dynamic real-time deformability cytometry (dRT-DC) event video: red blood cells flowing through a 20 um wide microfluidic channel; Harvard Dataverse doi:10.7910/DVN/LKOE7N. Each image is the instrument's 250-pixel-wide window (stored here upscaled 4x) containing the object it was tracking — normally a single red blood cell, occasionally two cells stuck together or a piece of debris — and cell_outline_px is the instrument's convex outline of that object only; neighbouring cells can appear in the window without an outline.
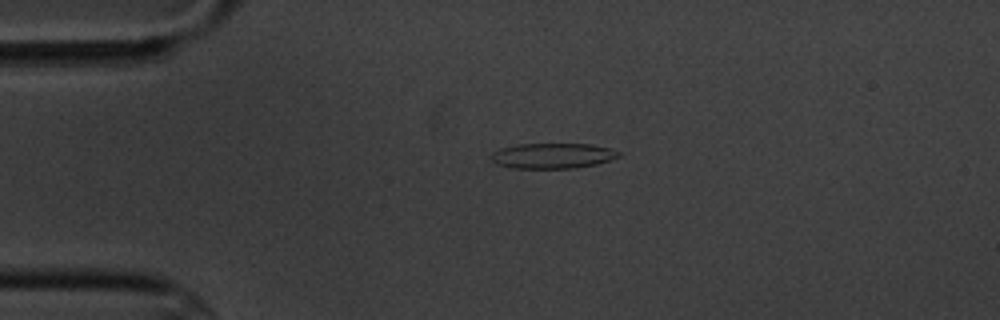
{"species": "common noctule bat (a hibernating species)", "species_latin": "Nyctalus noctula", "temperature_condition": "cold", "stored_images_in_passage": 5, "camera_frame_rate_fps": 3000, "um_per_image_px": 0.085, "animal": {"sex": "male", "body_mass_g": 20.1, "forearm_length_mm": 53.5}, "frame": {"image": 1, "passage_image": 4, "time_ms": 3.333, "image_size_px": [1000, 320], "cell_outline_px": [[620, 156], [596, 164], [572, 168], [512, 168], [496, 164], [492, 160], [492, 152], [500, 148], [516, 144], [592, 144], [608, 148], [620, 152]], "centroid_in_image_um": [46.94, 13.23], "position_along_channel_um": 38.1, "area_um2": 18.73}}